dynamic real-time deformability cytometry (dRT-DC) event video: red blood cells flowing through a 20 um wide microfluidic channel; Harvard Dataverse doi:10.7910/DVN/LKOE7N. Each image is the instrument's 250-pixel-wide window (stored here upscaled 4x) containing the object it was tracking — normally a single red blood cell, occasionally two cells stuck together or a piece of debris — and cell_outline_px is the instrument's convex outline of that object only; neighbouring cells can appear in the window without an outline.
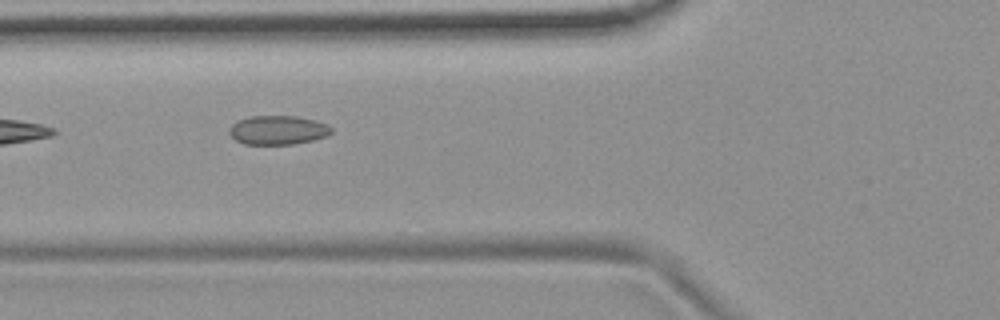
{"species": "common noctule bat (a hibernating species)", "species_latin": "Nyctalus noctula", "temperature_condition": "room temperature", "stored_images_in_passage": 6, "camera_frame_rate_fps": 3000, "um_per_image_px": 0.085, "animal": {"sex": "female", "body_mass_g": 19.9}, "frame": {"image": 1, "passage_image": 3, "time_ms": 0.667, "image_size_px": [1000, 320], "cell_outline_px": [[332, 132], [328, 136], [312, 140], [292, 144], [244, 144], [236, 140], [228, 132], [228, 128], [236, 120], [252, 116], [296, 116], [316, 120], [328, 124], [332, 128]], "centroid_in_image_um": [23.62, 11.05], "position_along_channel_um": 102.2, "area_um2": 17.4}}